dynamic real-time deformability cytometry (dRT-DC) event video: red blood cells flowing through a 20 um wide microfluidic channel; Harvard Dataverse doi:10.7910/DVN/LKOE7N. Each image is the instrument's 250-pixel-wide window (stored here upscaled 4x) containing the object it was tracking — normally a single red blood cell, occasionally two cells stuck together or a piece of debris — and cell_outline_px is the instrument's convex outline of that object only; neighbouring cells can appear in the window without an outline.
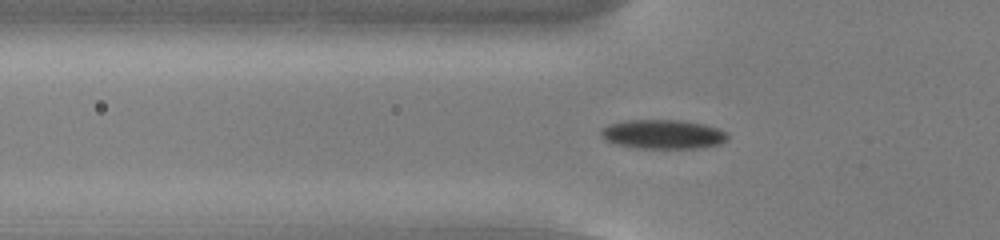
{"species": "common noctule bat (a hibernating species)", "species_latin": "Nyctalus noctula", "temperature_condition": "cold", "stored_images_in_passage": 55, "camera_frame_rate_fps": 3000, "um_per_image_px": 0.085, "animal": {"sex": "male", "body_mass_g": 13.0, "forearm_length_mm": 53.1}, "frame": {"image": 1, "passage_image": 19, "time_ms": 6.0, "image_size_px": [1000, 240], "cell_outline_px": [[728, 140], [720, 144], [696, 148], [636, 148], [616, 144], [604, 140], [600, 136], [600, 132], [608, 124], [624, 120], [680, 120], [704, 124], [720, 128], [728, 136]], "centroid_in_image_um": [56.34, 11.41], "position_along_channel_um": 69.5, "area_um2": 21.68}}
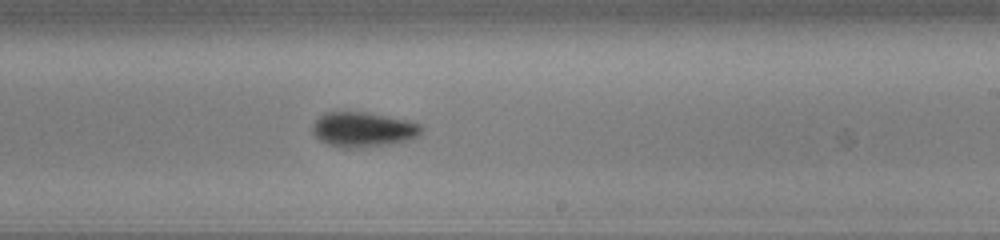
{"frame": {"image": 2, "passage_image": 34, "time_ms": 11.0, "image_size_px": [1000, 240], "cell_outline_px": [[424, 128], [420, 136], [412, 140], [364, 148], [336, 148], [320, 140], [312, 132], [312, 124], [324, 112], [364, 112], [408, 120], [420, 124]], "centroid_in_image_um": [30.89, 11.03], "position_along_channel_um": 258.1, "area_um2": 22.48}}
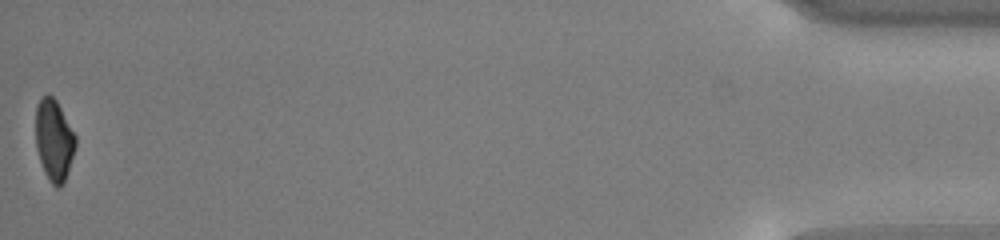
{"frame": {"image": 3, "passage_image": 55, "time_ms": 18.0, "image_size_px": [1000, 240], "cell_outline_px": [[76, 144], [64, 184], [60, 188], [56, 188], [48, 180], [44, 172], [36, 148], [36, 108], [40, 96], [48, 92], [56, 100], [76, 136]], "centroid_in_image_um": [4.58, 11.91], "position_along_channel_um": 430.6, "area_um2": 19.02}, "authors_computed_cell_mechanics": {"area_um2": 20.7502, "velocity_mm_per_s": 3.7973, "shape_relaxation_time_tau1_ms": 2.1663, "shape_relaxation_time_tau2_ms": null, "deformation_change_tau1": 0.1078, "deformation_change_tau2": null}}